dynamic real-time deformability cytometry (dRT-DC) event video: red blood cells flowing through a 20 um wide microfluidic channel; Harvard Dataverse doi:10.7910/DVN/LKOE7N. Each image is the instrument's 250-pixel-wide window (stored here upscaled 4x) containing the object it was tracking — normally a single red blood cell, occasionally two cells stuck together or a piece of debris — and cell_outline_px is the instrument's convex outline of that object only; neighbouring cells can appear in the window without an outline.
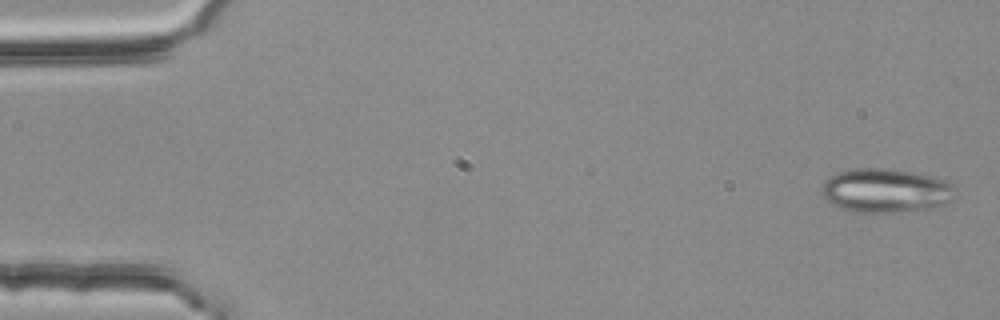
{"species": "common noctule bat (a hibernating species)", "species_latin": "Nyctalus noctula", "temperature_condition": "room temperature", "stored_images_in_passage": 4, "camera_frame_rate_fps": 3000, "um_per_image_px": 0.085, "animal": {"sex": "female", "body_mass_g": 25.1}, "frame": {"image": 1, "passage_image": 1, "time_ms": 0.0, "image_size_px": [1000, 320], "cell_outline_px": [[952, 200], [936, 208], [892, 212], [864, 212], [844, 208], [832, 204], [820, 192], [820, 188], [824, 180], [836, 172], [856, 168], [884, 168], [908, 172], [928, 176], [940, 180], [948, 184], [952, 188]], "centroid_in_image_um": [75.2, 16.2], "position_along_channel_um": 9.8, "area_um2": 33.52}}
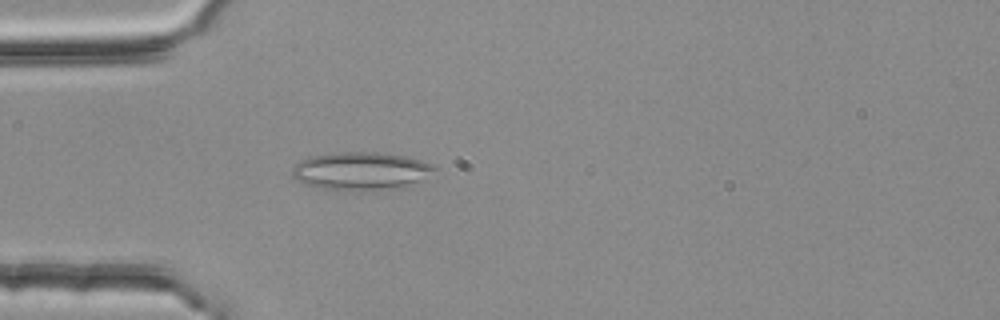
{"frame": {"image": 2, "passage_image": 4, "time_ms": 1.0, "image_size_px": [1000, 320], "cell_outline_px": [[440, 168], [420, 180], [408, 184], [380, 192], [316, 188], [296, 180], [292, 176], [292, 168], [300, 160], [312, 156], [336, 152], [376, 152], [408, 156], [436, 164]], "centroid_in_image_um": [30.7, 14.54], "position_along_channel_um": 54.3, "area_um2": 31.96}}